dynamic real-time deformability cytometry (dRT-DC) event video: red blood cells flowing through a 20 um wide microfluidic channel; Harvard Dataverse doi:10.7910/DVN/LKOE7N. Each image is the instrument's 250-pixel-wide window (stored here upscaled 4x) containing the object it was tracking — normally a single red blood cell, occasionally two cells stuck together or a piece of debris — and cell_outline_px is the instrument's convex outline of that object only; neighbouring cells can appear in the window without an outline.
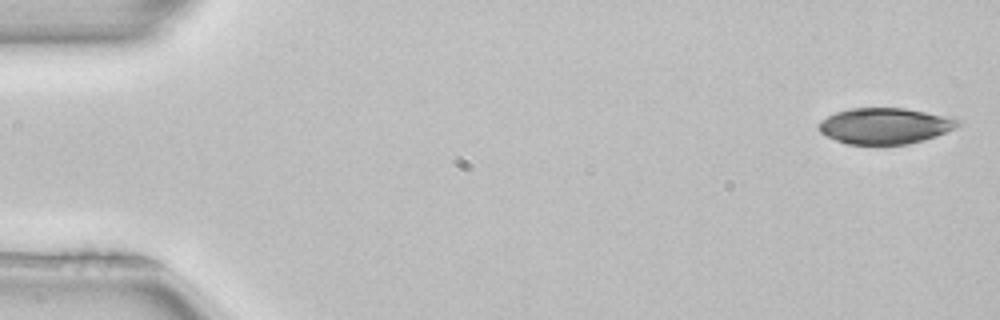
{"species": "common noctule bat (a hibernating species)", "species_latin": "Nyctalus noctula", "temperature_condition": "room temperature", "stored_images_in_passage": 51, "camera_frame_rate_fps": 3000, "um_per_image_px": 0.085, "animal": {"sex": "female", "body_mass_g": 22.7, "forearm_length_mm": 54.2}, "frame": {"image": 1, "passage_image": 1, "time_ms": 0.0, "image_size_px": [1000, 320], "cell_outline_px": [[964, 124], [956, 128], [936, 136], [924, 140], [908, 144], [848, 144], [836, 140], [820, 132], [820, 120], [836, 112], [852, 108], [904, 108], [964, 120]], "centroid_in_image_um": [75.27, 10.7], "position_along_channel_um": 9.7, "area_um2": 29.07}}
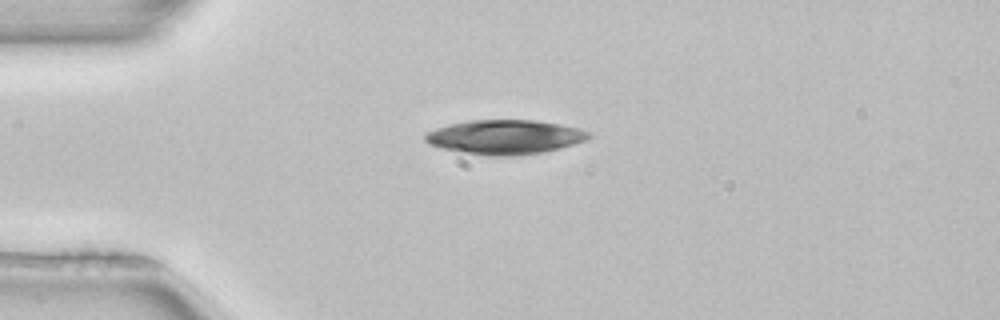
{"frame": {"image": 2, "passage_image": 12, "time_ms": 3.667, "image_size_px": [1000, 320], "cell_outline_px": [[592, 136], [584, 140], [572, 144], [544, 152], [520, 156], [488, 156], [440, 148], [428, 144], [424, 140], [424, 136], [428, 132], [436, 128], [448, 124], [468, 120], [536, 120], [576, 128], [592, 132]], "centroid_in_image_um": [42.87, 11.65], "position_along_channel_um": 42.1, "area_um2": 32.71}}